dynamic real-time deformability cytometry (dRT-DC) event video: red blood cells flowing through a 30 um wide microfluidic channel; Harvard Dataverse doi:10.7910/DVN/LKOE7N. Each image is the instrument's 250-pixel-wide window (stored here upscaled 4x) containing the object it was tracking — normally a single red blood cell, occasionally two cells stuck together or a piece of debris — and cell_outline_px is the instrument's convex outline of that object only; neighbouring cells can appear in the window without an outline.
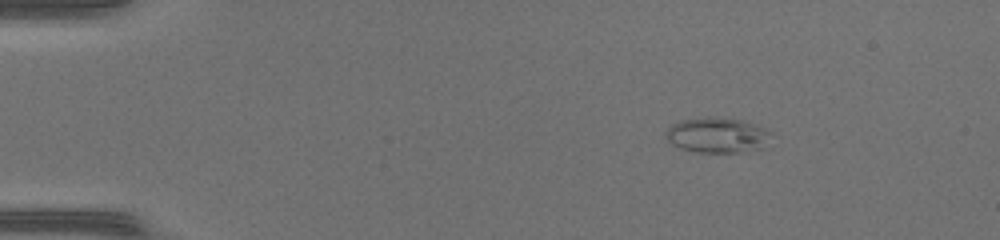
{"species": "common noctule bat (a hibernating species)", "species_latin": "Nyctalus noctula", "temperature_condition": "warm", "stored_images_in_passage": 42, "camera_frame_rate_fps": 3000, "um_per_image_px": 0.085, "animal": {"sex": "female", "body_mass_g": 17.0, "forearm_length_mm": 48.0}, "frame": {"image": 1, "passage_image": 1, "time_ms": 0.0, "image_size_px": [1000, 240], "cell_outline_px": [[772, 132], [768, 148], [740, 152], [696, 152], [680, 148], [672, 144], [664, 136], [664, 132], [672, 124], [680, 120], [712, 116], [740, 120], [756, 124]], "centroid_in_image_um": [61.0, 11.49], "position_along_channel_um": 24.0, "area_um2": 22.08}}
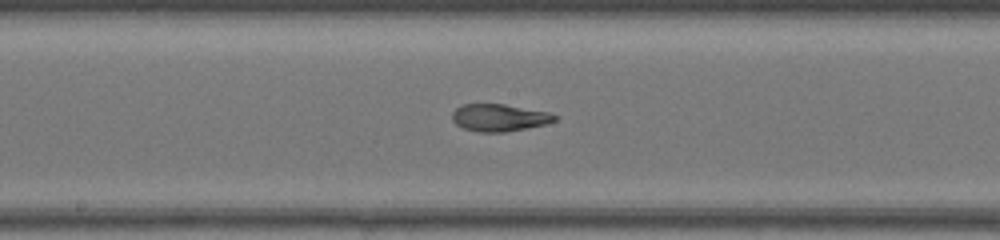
{"frame": {"image": 2, "passage_image": 20, "time_ms": 6.333, "image_size_px": [1000, 240], "cell_outline_px": [[556, 120], [544, 124], [504, 132], [480, 132], [464, 128], [456, 124], [452, 120], [452, 112], [456, 108], [464, 104], [504, 104], [548, 112], [556, 116]], "centroid_in_image_um": [42.39, 9.99], "position_along_channel_um": 205.8, "area_um2": 16.01}}
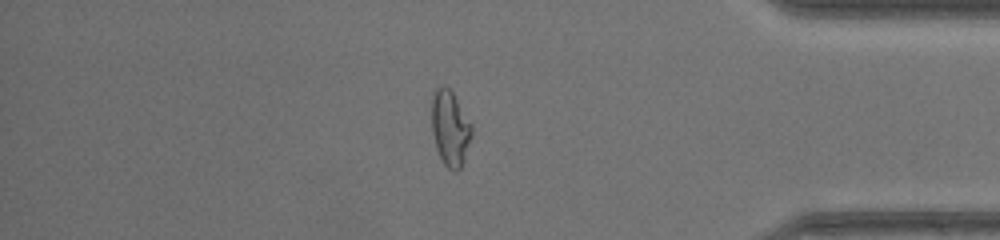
{"frame": {"image": 3, "passage_image": 35, "time_ms": 11.333, "image_size_px": [1000, 240], "cell_outline_px": [[472, 136], [464, 160], [460, 168], [456, 172], [452, 172], [444, 164], [436, 148], [432, 132], [432, 92], [436, 88], [448, 88], [452, 92], [472, 124]], "centroid_in_image_um": [38.27, 10.93], "position_along_channel_um": 396.9, "area_um2": 17.51}, "authors_computed_cell_mechanics": {"area_um2": 17.9758, "velocity_mm_per_s": 4.3625, "shape_relaxation_time_tau1_ms": null, "shape_relaxation_time_tau2_ms": 1.4311, "deformation_change_tau1": null, "deformation_change_tau2": 0.0824}}